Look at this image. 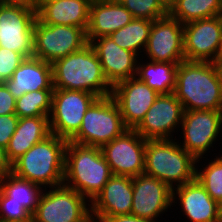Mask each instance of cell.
I'll use <instances>...</instances> for the list:
<instances>
[{
  "label": "cell",
  "mask_w": 222,
  "mask_h": 222,
  "mask_svg": "<svg viewBox=\"0 0 222 222\" xmlns=\"http://www.w3.org/2000/svg\"><path fill=\"white\" fill-rule=\"evenodd\" d=\"M176 98L184 111H222V73L212 62L187 61L178 64Z\"/></svg>",
  "instance_id": "cell-1"
},
{
  "label": "cell",
  "mask_w": 222,
  "mask_h": 222,
  "mask_svg": "<svg viewBox=\"0 0 222 222\" xmlns=\"http://www.w3.org/2000/svg\"><path fill=\"white\" fill-rule=\"evenodd\" d=\"M53 87L65 90L87 91L98 97L112 94L100 60L88 43L81 50L59 58L52 63Z\"/></svg>",
  "instance_id": "cell-2"
},
{
  "label": "cell",
  "mask_w": 222,
  "mask_h": 222,
  "mask_svg": "<svg viewBox=\"0 0 222 222\" xmlns=\"http://www.w3.org/2000/svg\"><path fill=\"white\" fill-rule=\"evenodd\" d=\"M112 176L101 148L67 142L63 184L90 202Z\"/></svg>",
  "instance_id": "cell-3"
},
{
  "label": "cell",
  "mask_w": 222,
  "mask_h": 222,
  "mask_svg": "<svg viewBox=\"0 0 222 222\" xmlns=\"http://www.w3.org/2000/svg\"><path fill=\"white\" fill-rule=\"evenodd\" d=\"M67 142L51 133L12 163V173L43 189L63 185Z\"/></svg>",
  "instance_id": "cell-4"
},
{
  "label": "cell",
  "mask_w": 222,
  "mask_h": 222,
  "mask_svg": "<svg viewBox=\"0 0 222 222\" xmlns=\"http://www.w3.org/2000/svg\"><path fill=\"white\" fill-rule=\"evenodd\" d=\"M196 166L197 159L179 145L176 137L146 141L144 173L171 189L195 180Z\"/></svg>",
  "instance_id": "cell-5"
},
{
  "label": "cell",
  "mask_w": 222,
  "mask_h": 222,
  "mask_svg": "<svg viewBox=\"0 0 222 222\" xmlns=\"http://www.w3.org/2000/svg\"><path fill=\"white\" fill-rule=\"evenodd\" d=\"M126 130L128 128L113 97H98L86 111L79 131L69 141L101 148Z\"/></svg>",
  "instance_id": "cell-6"
},
{
  "label": "cell",
  "mask_w": 222,
  "mask_h": 222,
  "mask_svg": "<svg viewBox=\"0 0 222 222\" xmlns=\"http://www.w3.org/2000/svg\"><path fill=\"white\" fill-rule=\"evenodd\" d=\"M35 8L28 0H0V47L33 57Z\"/></svg>",
  "instance_id": "cell-7"
},
{
  "label": "cell",
  "mask_w": 222,
  "mask_h": 222,
  "mask_svg": "<svg viewBox=\"0 0 222 222\" xmlns=\"http://www.w3.org/2000/svg\"><path fill=\"white\" fill-rule=\"evenodd\" d=\"M90 203L64 184L45 188L31 219L32 222H85L91 217Z\"/></svg>",
  "instance_id": "cell-8"
},
{
  "label": "cell",
  "mask_w": 222,
  "mask_h": 222,
  "mask_svg": "<svg viewBox=\"0 0 222 222\" xmlns=\"http://www.w3.org/2000/svg\"><path fill=\"white\" fill-rule=\"evenodd\" d=\"M88 44L86 32L77 26L34 23L33 56L45 62L68 56Z\"/></svg>",
  "instance_id": "cell-9"
},
{
  "label": "cell",
  "mask_w": 222,
  "mask_h": 222,
  "mask_svg": "<svg viewBox=\"0 0 222 222\" xmlns=\"http://www.w3.org/2000/svg\"><path fill=\"white\" fill-rule=\"evenodd\" d=\"M97 98L87 91L54 88L50 132L69 141L79 131L86 111Z\"/></svg>",
  "instance_id": "cell-10"
},
{
  "label": "cell",
  "mask_w": 222,
  "mask_h": 222,
  "mask_svg": "<svg viewBox=\"0 0 222 222\" xmlns=\"http://www.w3.org/2000/svg\"><path fill=\"white\" fill-rule=\"evenodd\" d=\"M181 130L184 139L179 145L192 154L199 163L200 159L202 161V158H206L203 155L210 152L211 147L213 148V144L218 140L217 137H221L222 111H184Z\"/></svg>",
  "instance_id": "cell-11"
},
{
  "label": "cell",
  "mask_w": 222,
  "mask_h": 222,
  "mask_svg": "<svg viewBox=\"0 0 222 222\" xmlns=\"http://www.w3.org/2000/svg\"><path fill=\"white\" fill-rule=\"evenodd\" d=\"M183 26L185 60L215 63L222 43V15L194 20Z\"/></svg>",
  "instance_id": "cell-12"
},
{
  "label": "cell",
  "mask_w": 222,
  "mask_h": 222,
  "mask_svg": "<svg viewBox=\"0 0 222 222\" xmlns=\"http://www.w3.org/2000/svg\"><path fill=\"white\" fill-rule=\"evenodd\" d=\"M146 141L134 129L126 130L101 147L112 175L136 177L144 173Z\"/></svg>",
  "instance_id": "cell-13"
},
{
  "label": "cell",
  "mask_w": 222,
  "mask_h": 222,
  "mask_svg": "<svg viewBox=\"0 0 222 222\" xmlns=\"http://www.w3.org/2000/svg\"><path fill=\"white\" fill-rule=\"evenodd\" d=\"M183 112L174 93L159 94L134 130L145 140L173 139V133L181 126Z\"/></svg>",
  "instance_id": "cell-14"
},
{
  "label": "cell",
  "mask_w": 222,
  "mask_h": 222,
  "mask_svg": "<svg viewBox=\"0 0 222 222\" xmlns=\"http://www.w3.org/2000/svg\"><path fill=\"white\" fill-rule=\"evenodd\" d=\"M184 26L169 14L152 22L144 55L150 61L181 63L184 57Z\"/></svg>",
  "instance_id": "cell-15"
},
{
  "label": "cell",
  "mask_w": 222,
  "mask_h": 222,
  "mask_svg": "<svg viewBox=\"0 0 222 222\" xmlns=\"http://www.w3.org/2000/svg\"><path fill=\"white\" fill-rule=\"evenodd\" d=\"M132 186V215L157 221L172 208V189L154 176L142 173L132 177Z\"/></svg>",
  "instance_id": "cell-16"
},
{
  "label": "cell",
  "mask_w": 222,
  "mask_h": 222,
  "mask_svg": "<svg viewBox=\"0 0 222 222\" xmlns=\"http://www.w3.org/2000/svg\"><path fill=\"white\" fill-rule=\"evenodd\" d=\"M111 96L119 106L125 126L135 129L159 94L137 77H132L115 84Z\"/></svg>",
  "instance_id": "cell-17"
},
{
  "label": "cell",
  "mask_w": 222,
  "mask_h": 222,
  "mask_svg": "<svg viewBox=\"0 0 222 222\" xmlns=\"http://www.w3.org/2000/svg\"><path fill=\"white\" fill-rule=\"evenodd\" d=\"M89 44L96 52L103 74L112 87L136 77L138 60L141 58L136 53L119 47L109 36L92 39Z\"/></svg>",
  "instance_id": "cell-18"
},
{
  "label": "cell",
  "mask_w": 222,
  "mask_h": 222,
  "mask_svg": "<svg viewBox=\"0 0 222 222\" xmlns=\"http://www.w3.org/2000/svg\"><path fill=\"white\" fill-rule=\"evenodd\" d=\"M132 177L112 175L91 201V216L105 222L109 217L131 214Z\"/></svg>",
  "instance_id": "cell-19"
},
{
  "label": "cell",
  "mask_w": 222,
  "mask_h": 222,
  "mask_svg": "<svg viewBox=\"0 0 222 222\" xmlns=\"http://www.w3.org/2000/svg\"><path fill=\"white\" fill-rule=\"evenodd\" d=\"M177 201L191 222H222V206L197 179L172 189V205H177Z\"/></svg>",
  "instance_id": "cell-20"
},
{
  "label": "cell",
  "mask_w": 222,
  "mask_h": 222,
  "mask_svg": "<svg viewBox=\"0 0 222 222\" xmlns=\"http://www.w3.org/2000/svg\"><path fill=\"white\" fill-rule=\"evenodd\" d=\"M3 83L16 99L27 92L54 90L52 64L34 56L25 58Z\"/></svg>",
  "instance_id": "cell-21"
},
{
  "label": "cell",
  "mask_w": 222,
  "mask_h": 222,
  "mask_svg": "<svg viewBox=\"0 0 222 222\" xmlns=\"http://www.w3.org/2000/svg\"><path fill=\"white\" fill-rule=\"evenodd\" d=\"M133 19L131 13L121 3L114 0H92L86 31L88 43L92 39L109 36Z\"/></svg>",
  "instance_id": "cell-22"
},
{
  "label": "cell",
  "mask_w": 222,
  "mask_h": 222,
  "mask_svg": "<svg viewBox=\"0 0 222 222\" xmlns=\"http://www.w3.org/2000/svg\"><path fill=\"white\" fill-rule=\"evenodd\" d=\"M92 0H53L37 11V19L47 25L77 26L85 32L89 25Z\"/></svg>",
  "instance_id": "cell-23"
},
{
  "label": "cell",
  "mask_w": 222,
  "mask_h": 222,
  "mask_svg": "<svg viewBox=\"0 0 222 222\" xmlns=\"http://www.w3.org/2000/svg\"><path fill=\"white\" fill-rule=\"evenodd\" d=\"M50 134L49 116L19 118L16 130L6 147L8 159L13 163Z\"/></svg>",
  "instance_id": "cell-24"
},
{
  "label": "cell",
  "mask_w": 222,
  "mask_h": 222,
  "mask_svg": "<svg viewBox=\"0 0 222 222\" xmlns=\"http://www.w3.org/2000/svg\"><path fill=\"white\" fill-rule=\"evenodd\" d=\"M179 63L144 62L138 60L136 77L158 94L174 93Z\"/></svg>",
  "instance_id": "cell-25"
},
{
  "label": "cell",
  "mask_w": 222,
  "mask_h": 222,
  "mask_svg": "<svg viewBox=\"0 0 222 222\" xmlns=\"http://www.w3.org/2000/svg\"><path fill=\"white\" fill-rule=\"evenodd\" d=\"M168 14L182 24L211 18L222 15V0H171Z\"/></svg>",
  "instance_id": "cell-26"
},
{
  "label": "cell",
  "mask_w": 222,
  "mask_h": 222,
  "mask_svg": "<svg viewBox=\"0 0 222 222\" xmlns=\"http://www.w3.org/2000/svg\"><path fill=\"white\" fill-rule=\"evenodd\" d=\"M151 20L134 18L129 24L118 29L109 37L121 48L142 56L148 43L152 27ZM142 50V51H141Z\"/></svg>",
  "instance_id": "cell-27"
},
{
  "label": "cell",
  "mask_w": 222,
  "mask_h": 222,
  "mask_svg": "<svg viewBox=\"0 0 222 222\" xmlns=\"http://www.w3.org/2000/svg\"><path fill=\"white\" fill-rule=\"evenodd\" d=\"M0 188L11 197V201L20 203L31 215L35 212L43 191L41 186L17 177L13 173L0 179Z\"/></svg>",
  "instance_id": "cell-28"
},
{
  "label": "cell",
  "mask_w": 222,
  "mask_h": 222,
  "mask_svg": "<svg viewBox=\"0 0 222 222\" xmlns=\"http://www.w3.org/2000/svg\"><path fill=\"white\" fill-rule=\"evenodd\" d=\"M54 90H39L23 94L16 99L15 113L19 118L49 116Z\"/></svg>",
  "instance_id": "cell-29"
},
{
  "label": "cell",
  "mask_w": 222,
  "mask_h": 222,
  "mask_svg": "<svg viewBox=\"0 0 222 222\" xmlns=\"http://www.w3.org/2000/svg\"><path fill=\"white\" fill-rule=\"evenodd\" d=\"M198 167H200L199 164L196 166V179L211 198L222 206V157L215 156L206 166L204 164L203 168Z\"/></svg>",
  "instance_id": "cell-30"
},
{
  "label": "cell",
  "mask_w": 222,
  "mask_h": 222,
  "mask_svg": "<svg viewBox=\"0 0 222 222\" xmlns=\"http://www.w3.org/2000/svg\"><path fill=\"white\" fill-rule=\"evenodd\" d=\"M121 3L133 16L138 19L157 20L168 15L166 0H114Z\"/></svg>",
  "instance_id": "cell-31"
},
{
  "label": "cell",
  "mask_w": 222,
  "mask_h": 222,
  "mask_svg": "<svg viewBox=\"0 0 222 222\" xmlns=\"http://www.w3.org/2000/svg\"><path fill=\"white\" fill-rule=\"evenodd\" d=\"M31 220V214L20 204L11 201L0 188V222H27Z\"/></svg>",
  "instance_id": "cell-32"
},
{
  "label": "cell",
  "mask_w": 222,
  "mask_h": 222,
  "mask_svg": "<svg viewBox=\"0 0 222 222\" xmlns=\"http://www.w3.org/2000/svg\"><path fill=\"white\" fill-rule=\"evenodd\" d=\"M24 59L20 53L0 47V82L9 80Z\"/></svg>",
  "instance_id": "cell-33"
},
{
  "label": "cell",
  "mask_w": 222,
  "mask_h": 222,
  "mask_svg": "<svg viewBox=\"0 0 222 222\" xmlns=\"http://www.w3.org/2000/svg\"><path fill=\"white\" fill-rule=\"evenodd\" d=\"M19 117L16 114L0 115V146L7 147L16 130Z\"/></svg>",
  "instance_id": "cell-34"
},
{
  "label": "cell",
  "mask_w": 222,
  "mask_h": 222,
  "mask_svg": "<svg viewBox=\"0 0 222 222\" xmlns=\"http://www.w3.org/2000/svg\"><path fill=\"white\" fill-rule=\"evenodd\" d=\"M16 98L3 82H0V115L16 114Z\"/></svg>",
  "instance_id": "cell-35"
},
{
  "label": "cell",
  "mask_w": 222,
  "mask_h": 222,
  "mask_svg": "<svg viewBox=\"0 0 222 222\" xmlns=\"http://www.w3.org/2000/svg\"><path fill=\"white\" fill-rule=\"evenodd\" d=\"M12 173V163L8 159L7 151L0 146V179Z\"/></svg>",
  "instance_id": "cell-36"
},
{
  "label": "cell",
  "mask_w": 222,
  "mask_h": 222,
  "mask_svg": "<svg viewBox=\"0 0 222 222\" xmlns=\"http://www.w3.org/2000/svg\"><path fill=\"white\" fill-rule=\"evenodd\" d=\"M105 222H157V221L144 219L132 214H128V215H117L109 217Z\"/></svg>",
  "instance_id": "cell-37"
},
{
  "label": "cell",
  "mask_w": 222,
  "mask_h": 222,
  "mask_svg": "<svg viewBox=\"0 0 222 222\" xmlns=\"http://www.w3.org/2000/svg\"><path fill=\"white\" fill-rule=\"evenodd\" d=\"M28 1L37 11L43 4L53 1V0H28Z\"/></svg>",
  "instance_id": "cell-38"
},
{
  "label": "cell",
  "mask_w": 222,
  "mask_h": 222,
  "mask_svg": "<svg viewBox=\"0 0 222 222\" xmlns=\"http://www.w3.org/2000/svg\"><path fill=\"white\" fill-rule=\"evenodd\" d=\"M215 64H216L218 67H221V66H222V43H221V48H220L218 57H217V59L215 60Z\"/></svg>",
  "instance_id": "cell-39"
},
{
  "label": "cell",
  "mask_w": 222,
  "mask_h": 222,
  "mask_svg": "<svg viewBox=\"0 0 222 222\" xmlns=\"http://www.w3.org/2000/svg\"><path fill=\"white\" fill-rule=\"evenodd\" d=\"M85 222H102L100 220H98L97 218H94L93 216H91L88 220H86Z\"/></svg>",
  "instance_id": "cell-40"
}]
</instances>
